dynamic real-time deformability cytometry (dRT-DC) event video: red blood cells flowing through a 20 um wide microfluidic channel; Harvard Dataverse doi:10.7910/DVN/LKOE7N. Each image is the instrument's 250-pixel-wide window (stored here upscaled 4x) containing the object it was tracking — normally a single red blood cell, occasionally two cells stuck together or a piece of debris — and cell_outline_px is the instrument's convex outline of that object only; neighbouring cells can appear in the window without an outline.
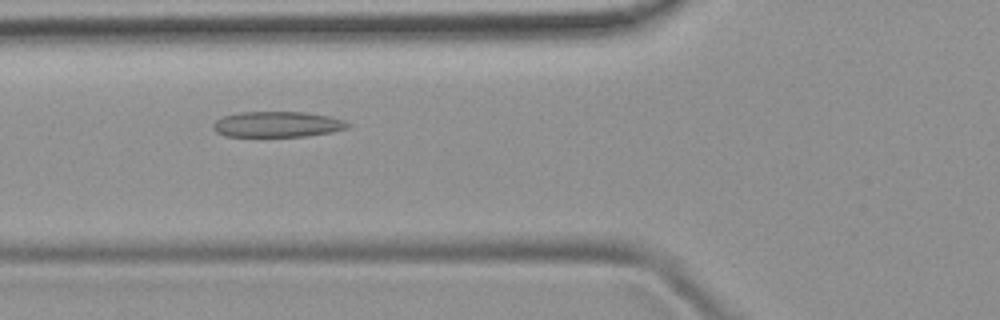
{"species": "common noctule bat (a hibernating species)", "species_latin": "Nyctalus noctula", "temperature_condition": "room temperature", "stored_images_in_passage": 42, "camera_frame_rate_fps": 3000, "um_per_image_px": 0.085, "animal": {"sex": "female", "body_mass_g": 19.9}, "frame": {"image": 1, "passage_image": 10, "time_ms": 3.0, "image_size_px": [1000, 320], "cell_outline_px": [[352, 124], [348, 128], [332, 132], [308, 136], [224, 136], [216, 132], [212, 128], [212, 124], [216, 120], [224, 116], [240, 112], [304, 112], [328, 116], [344, 120]], "centroid_in_image_um": [23.58, 10.57], "position_along_channel_um": 102.2, "area_um2": 20.17}}
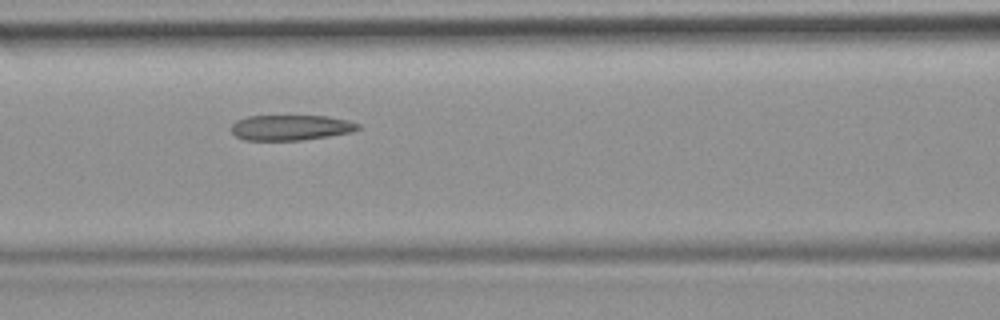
{"frame": {"image": 2, "passage_image": 13, "time_ms": 4.0, "image_size_px": [1000, 320], "cell_outline_px": [[360, 128], [352, 132], [328, 136], [300, 140], [244, 140], [236, 136], [232, 132], [232, 124], [236, 120], [248, 116], [328, 116], [348, 120], [360, 124]], "centroid_in_image_um": [24.72, 10.84], "position_along_channel_um": 141.9, "area_um2": 18.73}}
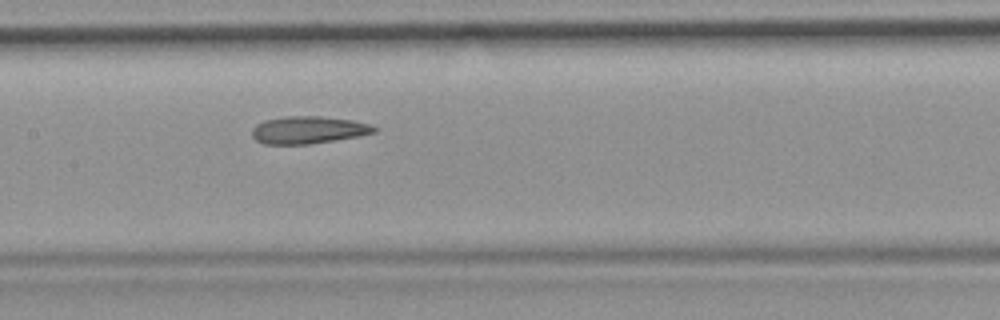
{"frame": {"image": 3, "passage_image": 16, "time_ms": 5.0, "image_size_px": [1000, 320], "cell_outline_px": [[380, 128], [376, 132], [356, 136], [312, 144], [264, 144], [256, 140], [252, 136], [252, 128], [256, 124], [264, 120], [284, 116], [320, 116], [352, 120], [368, 124]], "centroid_in_image_um": [26.18, 11.04], "position_along_channel_um": 181.2, "area_um2": 19.54}, "authors_computed_cell_mechanics": {"area_um2": 20.1722, "velocity_mm_per_s": 3.9379, "shape_relaxation_time_tau1_ms": null, "shape_relaxation_time_tau2_ms": 2.8382, "deformation_change_tau1": null, "deformation_change_tau2": 0.1139}}